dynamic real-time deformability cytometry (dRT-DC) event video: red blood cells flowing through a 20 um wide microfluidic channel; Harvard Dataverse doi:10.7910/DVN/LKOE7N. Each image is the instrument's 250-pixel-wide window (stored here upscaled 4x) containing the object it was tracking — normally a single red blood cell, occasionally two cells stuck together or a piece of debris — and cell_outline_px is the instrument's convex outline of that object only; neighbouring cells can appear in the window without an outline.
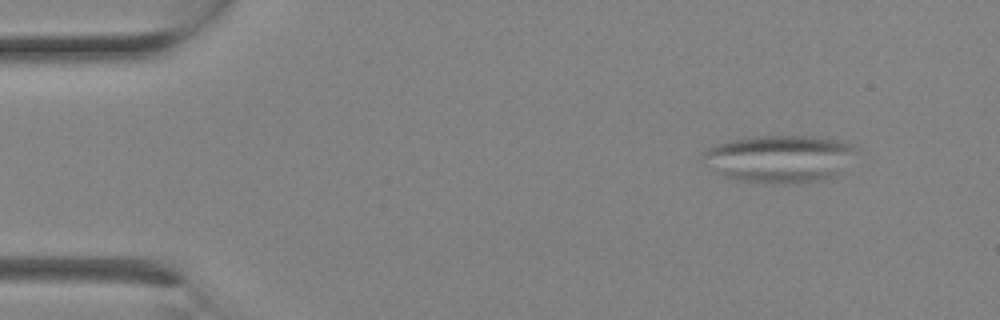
{"species": "Egyptian fruit bat (a non-hibernating species)", "species_latin": "Rousettus aegyptiacus", "temperature_condition": "room temperature", "stored_images_in_passage": 3, "camera_frame_rate_fps": 3000, "um_per_image_px": 0.085, "animal": {"sex": "female"}, "frame": {"image": 1, "passage_image": 1, "time_ms": 0.0, "image_size_px": [1000, 320], "cell_outline_px": [[860, 148], [836, 176], [820, 180], [796, 184], [764, 184], [728, 180], [704, 164], [700, 160], [704, 152], [708, 148], [716, 144], [728, 140], [752, 136], [812, 136], [840, 140], [852, 144]], "centroid_in_image_um": [66.21, 13.51], "position_along_channel_um": 18.8, "area_um2": 43.47}}